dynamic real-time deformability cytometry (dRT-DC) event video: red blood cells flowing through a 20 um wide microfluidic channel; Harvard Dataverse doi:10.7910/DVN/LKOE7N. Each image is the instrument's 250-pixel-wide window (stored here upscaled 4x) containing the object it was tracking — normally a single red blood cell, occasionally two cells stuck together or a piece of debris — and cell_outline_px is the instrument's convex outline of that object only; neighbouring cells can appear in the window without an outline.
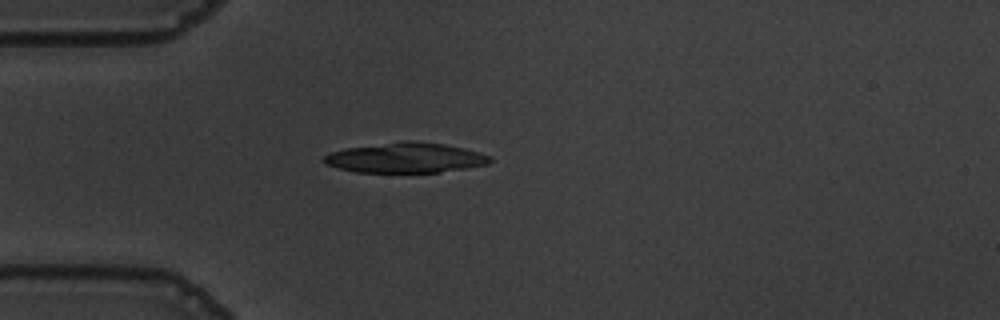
{"species": "common noctule bat (a hibernating species)", "species_latin": "Nyctalus noctula", "temperature_condition": "warm", "stored_images_in_passage": 41, "camera_frame_rate_fps": 3000, "um_per_image_px": 0.085, "animal": {"sex": "male", "body_mass_g": 19.5, "forearm_length_mm": 54.6}, "frame": {"image": 1, "passage_image": 1, "time_ms": 0.0, "image_size_px": [1000, 320], "cell_outline_px": [[492, 160], [488, 164], [440, 172], [356, 172], [336, 168], [324, 164], [320, 160], [324, 156], [332, 152], [348, 148], [404, 140], [412, 140], [444, 144], [464, 148], [488, 156]], "centroid_in_image_um": [34.41, 13.41], "position_along_channel_um": 50.6, "area_um2": 28.96}}